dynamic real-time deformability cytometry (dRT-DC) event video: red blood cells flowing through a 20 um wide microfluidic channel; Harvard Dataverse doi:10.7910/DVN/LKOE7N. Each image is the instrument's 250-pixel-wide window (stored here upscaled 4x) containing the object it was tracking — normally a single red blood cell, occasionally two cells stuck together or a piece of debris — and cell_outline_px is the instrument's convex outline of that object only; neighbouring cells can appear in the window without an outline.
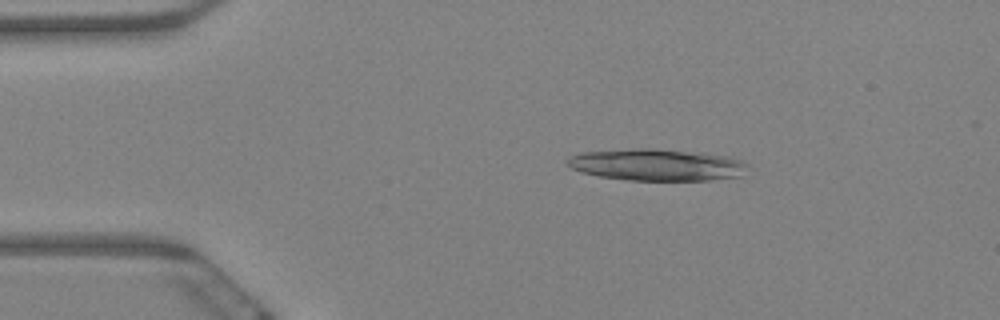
{"species": "Egyptian fruit bat (a non-hibernating species)", "species_latin": "Rousettus aegyptiacus", "temperature_condition": "warm", "stored_images_in_passage": 55, "camera_frame_rate_fps": 3000, "um_per_image_px": 0.085, "animal": {"sex": "female"}, "frame": {"image": 1, "passage_image": 6, "time_ms": 1.667, "image_size_px": [1000, 320], "cell_outline_px": [[748, 164], [740, 176], [712, 180], [624, 180], [600, 176], [580, 172], [572, 168], [564, 160], [572, 156], [584, 152], [632, 148], [656, 148], [704, 152], [728, 156], [740, 160]], "centroid_in_image_um": [55.83, 13.99], "position_along_channel_um": 29.2, "area_um2": 33.64}}